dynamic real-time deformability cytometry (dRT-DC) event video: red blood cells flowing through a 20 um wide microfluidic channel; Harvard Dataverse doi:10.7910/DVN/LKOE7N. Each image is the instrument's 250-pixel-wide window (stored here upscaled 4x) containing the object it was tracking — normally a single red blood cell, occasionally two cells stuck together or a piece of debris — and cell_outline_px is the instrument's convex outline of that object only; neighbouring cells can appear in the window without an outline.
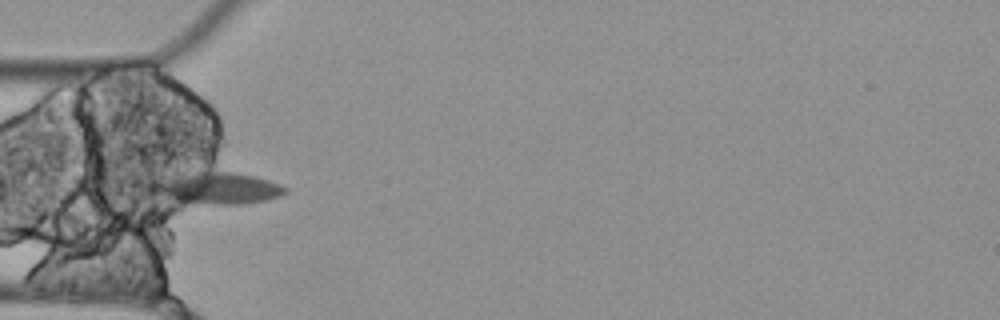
{"species": "Egyptian fruit bat (a non-hibernating species)", "species_latin": "Rousettus aegyptiacus", "temperature_condition": "cold", "stored_images_in_passage": 1, "camera_frame_rate_fps": 3000, "um_per_image_px": 0.085, "animal": {"sex": "female"}, "frame": {"image": 1, "passage_image": 1, "time_ms": 0.0, "image_size_px": [1000, 320], "cell_outline_px": [[288, 192], [280, 196], [264, 200], [244, 204], [176, 208], [148, 192], [144, 184], [148, 180], [156, 176], [168, 172], [232, 172], [256, 176], [280, 184], [288, 188]], "centroid_in_image_um": [18.02, 16.05], "position_along_channel_um": 67.0, "area_um2": 28.09}}